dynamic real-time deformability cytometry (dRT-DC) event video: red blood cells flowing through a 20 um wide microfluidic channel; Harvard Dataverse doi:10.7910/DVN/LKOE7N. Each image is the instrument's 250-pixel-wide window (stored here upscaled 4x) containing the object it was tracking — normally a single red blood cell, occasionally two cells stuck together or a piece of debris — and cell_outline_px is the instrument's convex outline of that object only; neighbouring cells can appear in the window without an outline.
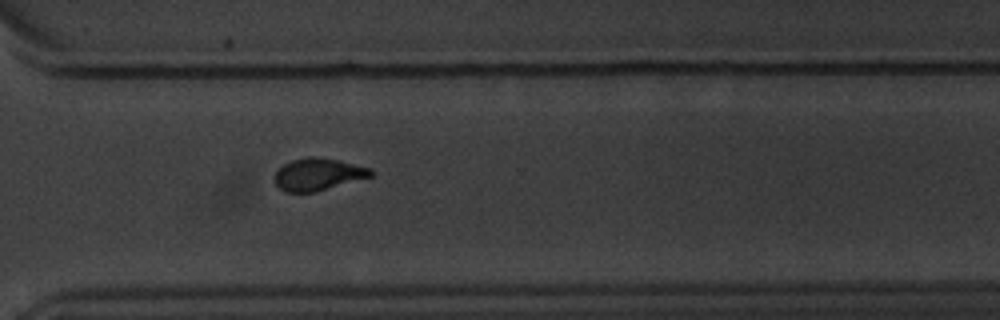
{"species": "common noctule bat (a hibernating species)", "species_latin": "Nyctalus noctula", "temperature_condition": "warm", "stored_images_in_passage": 12, "camera_frame_rate_fps": 3000, "um_per_image_px": 0.085, "animal": {"sex": "male", "body_mass_g": 20.1, "forearm_length_mm": 53.5}, "frame": {"image": 1, "passage_image": 12, "time_ms": 13.667, "image_size_px": [1000, 320], "cell_outline_px": [[376, 172], [372, 176], [316, 192], [284, 192], [276, 184], [276, 172], [284, 164], [292, 160], [308, 156], [316, 156], [336, 160], [372, 168]], "centroid_in_image_um": [27.07, 14.82], "position_along_channel_um": 343.5, "area_um2": 17.98}}